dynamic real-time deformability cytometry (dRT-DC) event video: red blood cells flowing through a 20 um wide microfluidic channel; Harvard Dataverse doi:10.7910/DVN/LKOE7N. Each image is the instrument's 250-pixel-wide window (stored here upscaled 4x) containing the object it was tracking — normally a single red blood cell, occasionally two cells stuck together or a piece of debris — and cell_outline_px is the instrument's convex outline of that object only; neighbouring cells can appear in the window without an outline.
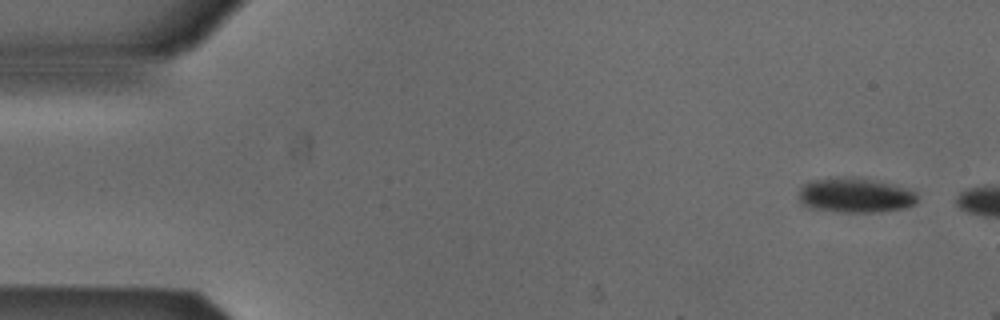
{"species": "Egyptian fruit bat (a non-hibernating species)", "species_latin": "Rousettus aegyptiacus", "temperature_condition": "cold", "stored_images_in_passage": 4, "camera_frame_rate_fps": 3000, "um_per_image_px": 0.085, "animal": {"sex": "male"}, "frame": {"image": 1, "passage_image": 1, "time_ms": 0.0, "image_size_px": [1000, 320], "cell_outline_px": [[916, 204], [904, 208], [880, 212], [844, 212], [816, 208], [804, 204], [800, 200], [800, 188], [804, 184], [812, 180], [828, 176], [852, 176], [904, 188], [916, 192]], "centroid_in_image_um": [72.68, 16.58], "position_along_channel_um": 12.3, "area_um2": 23.76}}